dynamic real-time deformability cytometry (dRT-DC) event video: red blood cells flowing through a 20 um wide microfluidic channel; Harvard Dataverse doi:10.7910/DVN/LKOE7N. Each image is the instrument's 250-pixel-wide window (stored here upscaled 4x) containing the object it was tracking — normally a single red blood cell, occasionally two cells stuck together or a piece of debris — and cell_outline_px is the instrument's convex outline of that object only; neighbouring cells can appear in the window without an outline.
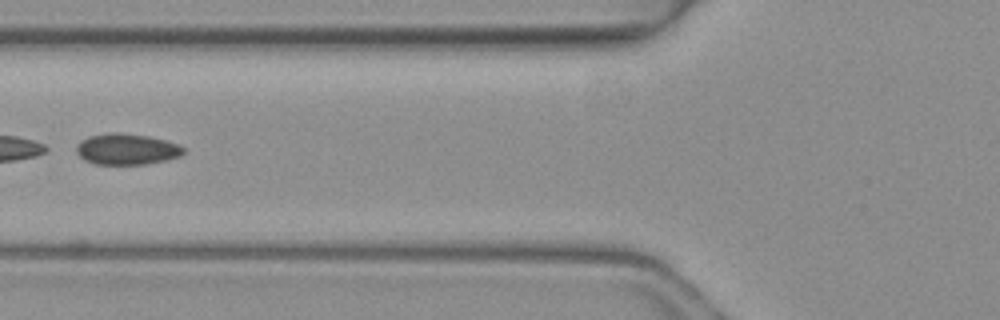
{"species": "common noctule bat (a hibernating species)", "species_latin": "Nyctalus noctula", "temperature_condition": "warm", "stored_images_in_passage": 3, "camera_frame_rate_fps": 3000, "um_per_image_px": 0.085, "animal": {"sex": "female", "body_mass_g": 19.3, "forearm_length_mm": 54.1}, "frame": {"image": 1, "passage_image": 3, "time_ms": 0.667, "image_size_px": [1000, 320], "cell_outline_px": [[184, 152], [180, 156], [148, 164], [96, 164], [84, 160], [76, 152], [76, 144], [80, 140], [88, 136], [112, 132], [120, 132], [148, 136], [180, 144], [184, 148]], "centroid_in_image_um": [10.74, 12.67], "position_along_channel_um": 115.1, "area_um2": 19.48}}